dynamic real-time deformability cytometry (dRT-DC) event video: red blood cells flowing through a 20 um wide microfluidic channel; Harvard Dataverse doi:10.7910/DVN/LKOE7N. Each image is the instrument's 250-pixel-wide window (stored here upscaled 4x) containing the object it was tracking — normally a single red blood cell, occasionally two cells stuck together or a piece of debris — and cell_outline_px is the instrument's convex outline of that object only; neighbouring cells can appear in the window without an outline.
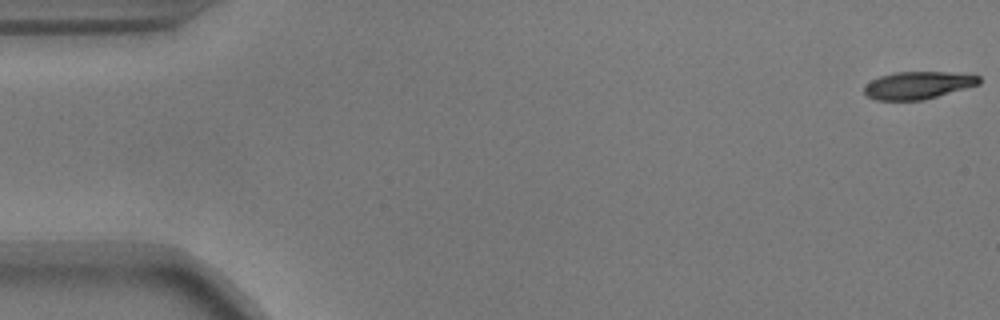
{"species": "common noctule bat (a hibernating species)", "species_latin": "Nyctalus noctula", "temperature_condition": "warm", "stored_images_in_passage": 55, "camera_frame_rate_fps": 3000, "um_per_image_px": 0.085, "animal": {"sex": "male", "body_mass_g": 17.9}, "frame": {"image": 1, "passage_image": 1, "time_ms": 0.0, "image_size_px": [1000, 320], "cell_outline_px": [[980, 84], [924, 100], [876, 100], [868, 96], [864, 92], [864, 88], [872, 80], [880, 76], [896, 72], [948, 72], [980, 76]], "centroid_in_image_um": [78.04, 7.25], "position_along_channel_um": 7.0, "area_um2": 18.21}}
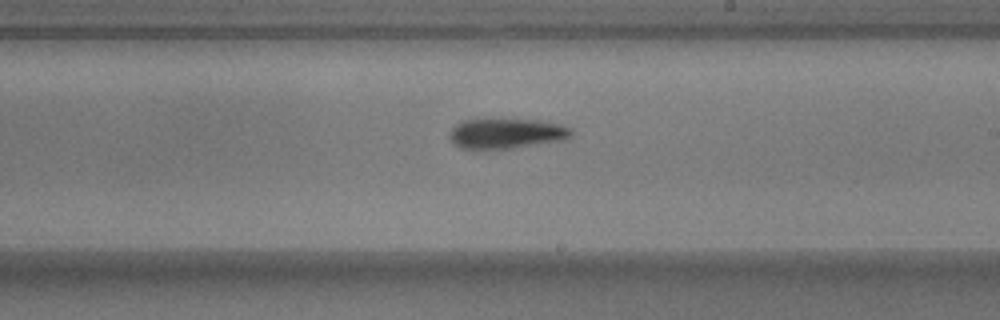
{"frame": {"image": 2, "passage_image": 32, "time_ms": 10.333, "image_size_px": [1000, 320], "cell_outline_px": [[572, 136], [564, 140], [512, 148], [460, 148], [452, 144], [448, 136], [452, 128], [456, 124], [464, 120], [484, 116], [500, 116], [540, 120], [560, 124], [572, 128]], "centroid_in_image_um": [43.01, 11.27], "position_along_channel_um": 246.0, "area_um2": 22.54}}
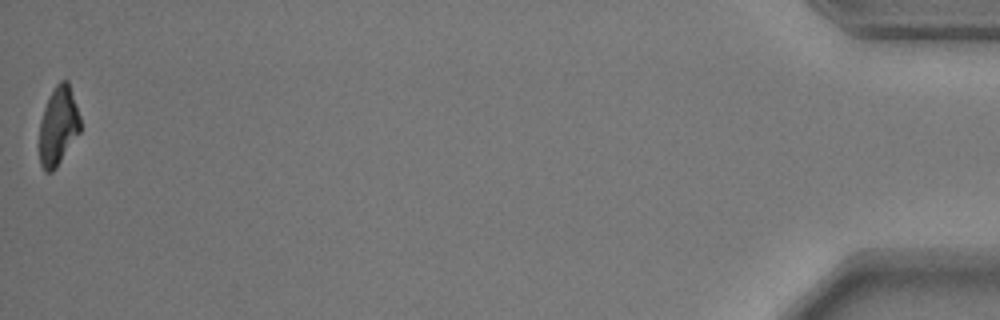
{"frame": {"image": 3, "passage_image": 55, "time_ms": 18.0, "image_size_px": [1000, 320], "cell_outline_px": [[80, 132], [56, 168], [52, 172], [44, 172], [40, 164], [36, 144], [40, 120], [44, 108], [56, 84], [60, 80], [68, 80], [80, 116]], "centroid_in_image_um": [4.9, 10.77], "position_along_channel_um": 430.3, "area_um2": 19.25}, "authors_computed_cell_mechanics": {"area_um2": 20.8658, "velocity_mm_per_s": 3.6779, "shape_relaxation_time_tau1_ms": 3.7188, "shape_relaxation_time_tau2_ms": 8.3303, "deformation_change_tau1": 0.1732, "deformation_change_tau2": 0.1946}}